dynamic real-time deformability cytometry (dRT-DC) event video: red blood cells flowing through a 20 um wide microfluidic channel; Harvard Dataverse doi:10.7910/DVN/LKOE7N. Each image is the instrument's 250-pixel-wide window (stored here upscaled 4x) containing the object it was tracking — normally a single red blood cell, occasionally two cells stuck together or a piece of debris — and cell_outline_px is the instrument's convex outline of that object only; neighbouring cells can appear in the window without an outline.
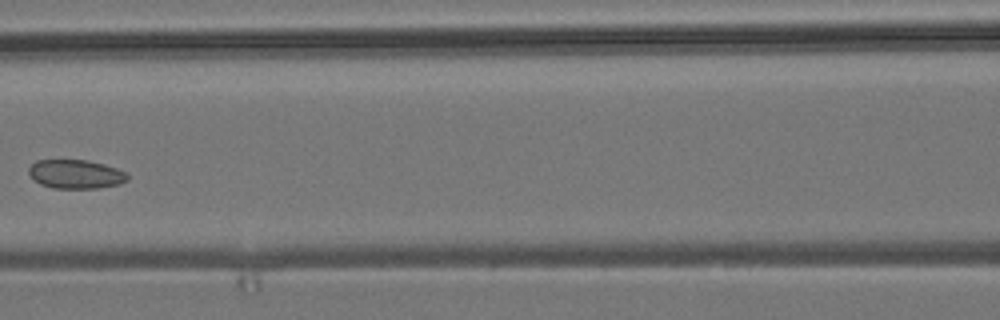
{"species": "common noctule bat (a hibernating species)", "species_latin": "Nyctalus noctula", "temperature_condition": "room temperature", "stored_images_in_passage": 7, "camera_frame_rate_fps": 3000, "um_per_image_px": 0.085, "animal": {"sex": "male", "body_mass_g": 19.2, "forearm_length_mm": 51.8}, "frame": {"image": 1, "passage_image": 6, "time_ms": 6.0, "image_size_px": [1000, 320], "cell_outline_px": [[128, 180], [120, 184], [96, 188], [52, 188], [40, 184], [32, 180], [28, 172], [28, 168], [36, 160], [88, 160], [104, 164], [116, 168], [124, 172], [128, 176]], "centroid_in_image_um": [6.4, 14.8], "position_along_channel_um": 160.2, "area_um2": 16.7}}
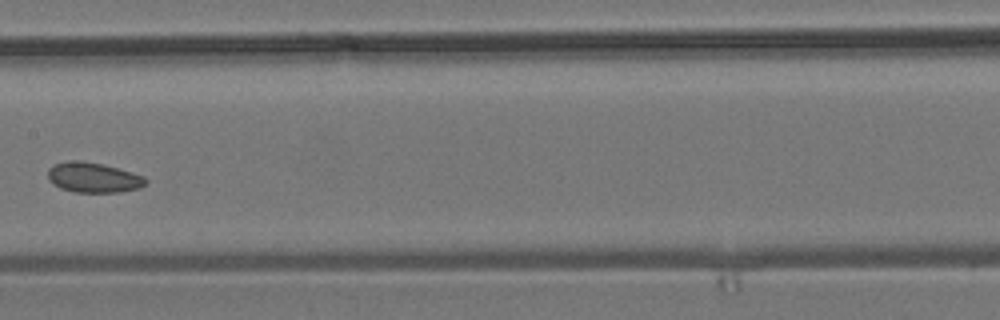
{"frame": {"image": 2, "passage_image": 7, "time_ms": 7.0, "image_size_px": [1000, 320], "cell_outline_px": [[148, 184], [140, 188], [120, 192], [76, 192], [60, 188], [52, 184], [48, 180], [48, 168], [56, 164], [72, 160], [80, 160], [104, 164], [144, 176], [148, 180]], "centroid_in_image_um": [7.95, 15.09], "position_along_channel_um": 199.4, "area_um2": 17.28}}